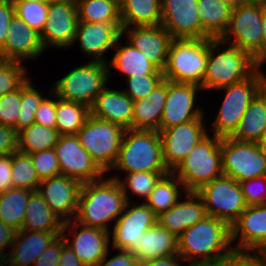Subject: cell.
<instances>
[{"label": "cell", "mask_w": 266, "mask_h": 266, "mask_svg": "<svg viewBox=\"0 0 266 266\" xmlns=\"http://www.w3.org/2000/svg\"><path fill=\"white\" fill-rule=\"evenodd\" d=\"M126 204L120 183L107 174L100 180L82 184L75 220L110 232V225L123 213Z\"/></svg>", "instance_id": "obj_1"}, {"label": "cell", "mask_w": 266, "mask_h": 266, "mask_svg": "<svg viewBox=\"0 0 266 266\" xmlns=\"http://www.w3.org/2000/svg\"><path fill=\"white\" fill-rule=\"evenodd\" d=\"M178 254L186 263L226 258L234 249L231 227L207 215L177 237Z\"/></svg>", "instance_id": "obj_2"}, {"label": "cell", "mask_w": 266, "mask_h": 266, "mask_svg": "<svg viewBox=\"0 0 266 266\" xmlns=\"http://www.w3.org/2000/svg\"><path fill=\"white\" fill-rule=\"evenodd\" d=\"M258 68L249 53L227 42L208 38L206 74L200 86L204 92H214L249 78Z\"/></svg>", "instance_id": "obj_3"}, {"label": "cell", "mask_w": 266, "mask_h": 266, "mask_svg": "<svg viewBox=\"0 0 266 266\" xmlns=\"http://www.w3.org/2000/svg\"><path fill=\"white\" fill-rule=\"evenodd\" d=\"M265 86L266 71L258 68L249 78L217 89L216 92L225 91L224 97L214 120L211 119V129L208 128V133L222 138L230 137L237 129L251 101Z\"/></svg>", "instance_id": "obj_4"}, {"label": "cell", "mask_w": 266, "mask_h": 266, "mask_svg": "<svg viewBox=\"0 0 266 266\" xmlns=\"http://www.w3.org/2000/svg\"><path fill=\"white\" fill-rule=\"evenodd\" d=\"M170 172L163 161L162 140L158 131L126 129L117 161L111 171Z\"/></svg>", "instance_id": "obj_5"}, {"label": "cell", "mask_w": 266, "mask_h": 266, "mask_svg": "<svg viewBox=\"0 0 266 266\" xmlns=\"http://www.w3.org/2000/svg\"><path fill=\"white\" fill-rule=\"evenodd\" d=\"M222 137L208 133L172 171L186 191H197L201 186L223 175Z\"/></svg>", "instance_id": "obj_6"}, {"label": "cell", "mask_w": 266, "mask_h": 266, "mask_svg": "<svg viewBox=\"0 0 266 266\" xmlns=\"http://www.w3.org/2000/svg\"><path fill=\"white\" fill-rule=\"evenodd\" d=\"M208 59V38L173 39L171 41L164 79L200 86L206 74Z\"/></svg>", "instance_id": "obj_7"}, {"label": "cell", "mask_w": 266, "mask_h": 266, "mask_svg": "<svg viewBox=\"0 0 266 266\" xmlns=\"http://www.w3.org/2000/svg\"><path fill=\"white\" fill-rule=\"evenodd\" d=\"M68 72L53 83L52 92L61 99L90 108L96 97L110 83L107 63L86 61Z\"/></svg>", "instance_id": "obj_8"}, {"label": "cell", "mask_w": 266, "mask_h": 266, "mask_svg": "<svg viewBox=\"0 0 266 266\" xmlns=\"http://www.w3.org/2000/svg\"><path fill=\"white\" fill-rule=\"evenodd\" d=\"M125 131L119 124L90 115L76 136L92 160L107 175L117 161Z\"/></svg>", "instance_id": "obj_9"}, {"label": "cell", "mask_w": 266, "mask_h": 266, "mask_svg": "<svg viewBox=\"0 0 266 266\" xmlns=\"http://www.w3.org/2000/svg\"><path fill=\"white\" fill-rule=\"evenodd\" d=\"M263 3L247 0L233 7L223 33L217 38L249 53L252 57L261 49Z\"/></svg>", "instance_id": "obj_10"}, {"label": "cell", "mask_w": 266, "mask_h": 266, "mask_svg": "<svg viewBox=\"0 0 266 266\" xmlns=\"http://www.w3.org/2000/svg\"><path fill=\"white\" fill-rule=\"evenodd\" d=\"M196 193L201 197L207 215L230 227L247 208L239 182L226 175L204 184Z\"/></svg>", "instance_id": "obj_11"}, {"label": "cell", "mask_w": 266, "mask_h": 266, "mask_svg": "<svg viewBox=\"0 0 266 266\" xmlns=\"http://www.w3.org/2000/svg\"><path fill=\"white\" fill-rule=\"evenodd\" d=\"M221 153L223 175L237 182L266 175V154L255 142H241L224 137Z\"/></svg>", "instance_id": "obj_12"}, {"label": "cell", "mask_w": 266, "mask_h": 266, "mask_svg": "<svg viewBox=\"0 0 266 266\" xmlns=\"http://www.w3.org/2000/svg\"><path fill=\"white\" fill-rule=\"evenodd\" d=\"M134 201L127 202L110 230V247L133 254L138 250L143 233L157 223V215L144 202Z\"/></svg>", "instance_id": "obj_13"}, {"label": "cell", "mask_w": 266, "mask_h": 266, "mask_svg": "<svg viewBox=\"0 0 266 266\" xmlns=\"http://www.w3.org/2000/svg\"><path fill=\"white\" fill-rule=\"evenodd\" d=\"M61 236L85 266H97L111 244L110 232L83 225L75 219L64 222Z\"/></svg>", "instance_id": "obj_14"}, {"label": "cell", "mask_w": 266, "mask_h": 266, "mask_svg": "<svg viewBox=\"0 0 266 266\" xmlns=\"http://www.w3.org/2000/svg\"><path fill=\"white\" fill-rule=\"evenodd\" d=\"M48 18L40 39L44 49L56 48L64 51L73 47L78 25L76 0H53L49 3Z\"/></svg>", "instance_id": "obj_15"}, {"label": "cell", "mask_w": 266, "mask_h": 266, "mask_svg": "<svg viewBox=\"0 0 266 266\" xmlns=\"http://www.w3.org/2000/svg\"><path fill=\"white\" fill-rule=\"evenodd\" d=\"M201 86L168 81V94L163 108L160 131L198 118H207L198 103ZM199 95V96H198ZM199 104V105H198Z\"/></svg>", "instance_id": "obj_16"}, {"label": "cell", "mask_w": 266, "mask_h": 266, "mask_svg": "<svg viewBox=\"0 0 266 266\" xmlns=\"http://www.w3.org/2000/svg\"><path fill=\"white\" fill-rule=\"evenodd\" d=\"M61 175L81 184L102 179L106 174L92 160L76 135H60L54 146Z\"/></svg>", "instance_id": "obj_17"}, {"label": "cell", "mask_w": 266, "mask_h": 266, "mask_svg": "<svg viewBox=\"0 0 266 266\" xmlns=\"http://www.w3.org/2000/svg\"><path fill=\"white\" fill-rule=\"evenodd\" d=\"M206 118H198L160 131L163 161L172 172L189 152L208 134Z\"/></svg>", "instance_id": "obj_18"}, {"label": "cell", "mask_w": 266, "mask_h": 266, "mask_svg": "<svg viewBox=\"0 0 266 266\" xmlns=\"http://www.w3.org/2000/svg\"><path fill=\"white\" fill-rule=\"evenodd\" d=\"M122 35V23H100L79 21L73 45L80 47L88 61L107 63L106 53L113 50Z\"/></svg>", "instance_id": "obj_19"}, {"label": "cell", "mask_w": 266, "mask_h": 266, "mask_svg": "<svg viewBox=\"0 0 266 266\" xmlns=\"http://www.w3.org/2000/svg\"><path fill=\"white\" fill-rule=\"evenodd\" d=\"M161 25L173 39H202L198 0H161Z\"/></svg>", "instance_id": "obj_20"}, {"label": "cell", "mask_w": 266, "mask_h": 266, "mask_svg": "<svg viewBox=\"0 0 266 266\" xmlns=\"http://www.w3.org/2000/svg\"><path fill=\"white\" fill-rule=\"evenodd\" d=\"M82 184L65 175L41 180L38 192L50 209L64 222L75 219Z\"/></svg>", "instance_id": "obj_21"}, {"label": "cell", "mask_w": 266, "mask_h": 266, "mask_svg": "<svg viewBox=\"0 0 266 266\" xmlns=\"http://www.w3.org/2000/svg\"><path fill=\"white\" fill-rule=\"evenodd\" d=\"M46 50L40 33L30 28L21 18L14 14L9 23V29L0 60L25 63L37 61Z\"/></svg>", "instance_id": "obj_22"}, {"label": "cell", "mask_w": 266, "mask_h": 266, "mask_svg": "<svg viewBox=\"0 0 266 266\" xmlns=\"http://www.w3.org/2000/svg\"><path fill=\"white\" fill-rule=\"evenodd\" d=\"M231 243L237 251L266 248V205L247 206L231 226Z\"/></svg>", "instance_id": "obj_23"}, {"label": "cell", "mask_w": 266, "mask_h": 266, "mask_svg": "<svg viewBox=\"0 0 266 266\" xmlns=\"http://www.w3.org/2000/svg\"><path fill=\"white\" fill-rule=\"evenodd\" d=\"M122 36L163 71L173 38L162 25L125 27Z\"/></svg>", "instance_id": "obj_24"}, {"label": "cell", "mask_w": 266, "mask_h": 266, "mask_svg": "<svg viewBox=\"0 0 266 266\" xmlns=\"http://www.w3.org/2000/svg\"><path fill=\"white\" fill-rule=\"evenodd\" d=\"M205 216L207 213L201 197L195 191H186L174 206L157 216V223L178 237Z\"/></svg>", "instance_id": "obj_25"}, {"label": "cell", "mask_w": 266, "mask_h": 266, "mask_svg": "<svg viewBox=\"0 0 266 266\" xmlns=\"http://www.w3.org/2000/svg\"><path fill=\"white\" fill-rule=\"evenodd\" d=\"M133 105L134 101L125 94L123 88L115 89L107 85L96 97L90 112L95 118L132 129Z\"/></svg>", "instance_id": "obj_26"}, {"label": "cell", "mask_w": 266, "mask_h": 266, "mask_svg": "<svg viewBox=\"0 0 266 266\" xmlns=\"http://www.w3.org/2000/svg\"><path fill=\"white\" fill-rule=\"evenodd\" d=\"M59 235L61 232L18 230L5 256V266H33L42 252Z\"/></svg>", "instance_id": "obj_27"}, {"label": "cell", "mask_w": 266, "mask_h": 266, "mask_svg": "<svg viewBox=\"0 0 266 266\" xmlns=\"http://www.w3.org/2000/svg\"><path fill=\"white\" fill-rule=\"evenodd\" d=\"M121 35L114 47L113 57L107 62L109 79L112 74L116 75V71L120 72L123 77H130L131 75H142V74H163L153 63L147 60L145 55L141 53L136 47L126 40V44L122 40ZM122 41V42H121ZM124 44V45H123Z\"/></svg>", "instance_id": "obj_28"}, {"label": "cell", "mask_w": 266, "mask_h": 266, "mask_svg": "<svg viewBox=\"0 0 266 266\" xmlns=\"http://www.w3.org/2000/svg\"><path fill=\"white\" fill-rule=\"evenodd\" d=\"M168 94V80L163 79L142 100L134 102L132 130L160 132V122Z\"/></svg>", "instance_id": "obj_29"}, {"label": "cell", "mask_w": 266, "mask_h": 266, "mask_svg": "<svg viewBox=\"0 0 266 266\" xmlns=\"http://www.w3.org/2000/svg\"><path fill=\"white\" fill-rule=\"evenodd\" d=\"M266 131V86L255 96L231 138L241 142H257Z\"/></svg>", "instance_id": "obj_30"}, {"label": "cell", "mask_w": 266, "mask_h": 266, "mask_svg": "<svg viewBox=\"0 0 266 266\" xmlns=\"http://www.w3.org/2000/svg\"><path fill=\"white\" fill-rule=\"evenodd\" d=\"M140 242L138 250L134 254L141 264L151 259L178 253L177 237L158 223L143 233Z\"/></svg>", "instance_id": "obj_31"}, {"label": "cell", "mask_w": 266, "mask_h": 266, "mask_svg": "<svg viewBox=\"0 0 266 266\" xmlns=\"http://www.w3.org/2000/svg\"><path fill=\"white\" fill-rule=\"evenodd\" d=\"M63 225L64 221L50 209L41 194L38 191H33L27 202L21 230L62 232Z\"/></svg>", "instance_id": "obj_32"}, {"label": "cell", "mask_w": 266, "mask_h": 266, "mask_svg": "<svg viewBox=\"0 0 266 266\" xmlns=\"http://www.w3.org/2000/svg\"><path fill=\"white\" fill-rule=\"evenodd\" d=\"M161 0H122L120 18L122 28L161 25Z\"/></svg>", "instance_id": "obj_33"}, {"label": "cell", "mask_w": 266, "mask_h": 266, "mask_svg": "<svg viewBox=\"0 0 266 266\" xmlns=\"http://www.w3.org/2000/svg\"><path fill=\"white\" fill-rule=\"evenodd\" d=\"M197 7L202 24V39H217L232 16L233 6L222 0H198Z\"/></svg>", "instance_id": "obj_34"}, {"label": "cell", "mask_w": 266, "mask_h": 266, "mask_svg": "<svg viewBox=\"0 0 266 266\" xmlns=\"http://www.w3.org/2000/svg\"><path fill=\"white\" fill-rule=\"evenodd\" d=\"M185 193L181 181L169 172L159 179L144 203L158 216L174 206Z\"/></svg>", "instance_id": "obj_35"}, {"label": "cell", "mask_w": 266, "mask_h": 266, "mask_svg": "<svg viewBox=\"0 0 266 266\" xmlns=\"http://www.w3.org/2000/svg\"><path fill=\"white\" fill-rule=\"evenodd\" d=\"M117 172L115 175L114 172H111L110 174L112 175H109V177L116 179L120 183L127 202H131V198L133 199V197H131L132 195L138 197L137 199L140 198V201L143 200L141 202H145L159 179L169 173L137 171L122 173L124 174L122 175L119 171Z\"/></svg>", "instance_id": "obj_36"}, {"label": "cell", "mask_w": 266, "mask_h": 266, "mask_svg": "<svg viewBox=\"0 0 266 266\" xmlns=\"http://www.w3.org/2000/svg\"><path fill=\"white\" fill-rule=\"evenodd\" d=\"M90 115V107L56 96L55 129L60 135H76Z\"/></svg>", "instance_id": "obj_37"}, {"label": "cell", "mask_w": 266, "mask_h": 266, "mask_svg": "<svg viewBox=\"0 0 266 266\" xmlns=\"http://www.w3.org/2000/svg\"><path fill=\"white\" fill-rule=\"evenodd\" d=\"M33 191L12 188L0 194V221L13 227L16 231L22 229L26 215L28 199Z\"/></svg>", "instance_id": "obj_38"}, {"label": "cell", "mask_w": 266, "mask_h": 266, "mask_svg": "<svg viewBox=\"0 0 266 266\" xmlns=\"http://www.w3.org/2000/svg\"><path fill=\"white\" fill-rule=\"evenodd\" d=\"M59 136L56 129L33 123L17 132V148L27 154L48 150L54 148Z\"/></svg>", "instance_id": "obj_39"}, {"label": "cell", "mask_w": 266, "mask_h": 266, "mask_svg": "<svg viewBox=\"0 0 266 266\" xmlns=\"http://www.w3.org/2000/svg\"><path fill=\"white\" fill-rule=\"evenodd\" d=\"M76 3L79 21L122 23L117 0H76Z\"/></svg>", "instance_id": "obj_40"}, {"label": "cell", "mask_w": 266, "mask_h": 266, "mask_svg": "<svg viewBox=\"0 0 266 266\" xmlns=\"http://www.w3.org/2000/svg\"><path fill=\"white\" fill-rule=\"evenodd\" d=\"M12 184L13 188L37 191L39 179L30 154L15 151L12 153Z\"/></svg>", "instance_id": "obj_41"}, {"label": "cell", "mask_w": 266, "mask_h": 266, "mask_svg": "<svg viewBox=\"0 0 266 266\" xmlns=\"http://www.w3.org/2000/svg\"><path fill=\"white\" fill-rule=\"evenodd\" d=\"M33 78H28L21 85V105L18 121L16 124V132L29 127L35 121V113L41 103L46 97L43 92L37 89L38 87L33 84Z\"/></svg>", "instance_id": "obj_42"}, {"label": "cell", "mask_w": 266, "mask_h": 266, "mask_svg": "<svg viewBox=\"0 0 266 266\" xmlns=\"http://www.w3.org/2000/svg\"><path fill=\"white\" fill-rule=\"evenodd\" d=\"M21 62L0 60V96L17 90L30 76Z\"/></svg>", "instance_id": "obj_43"}, {"label": "cell", "mask_w": 266, "mask_h": 266, "mask_svg": "<svg viewBox=\"0 0 266 266\" xmlns=\"http://www.w3.org/2000/svg\"><path fill=\"white\" fill-rule=\"evenodd\" d=\"M12 3L14 4L15 15L41 34L48 18L49 4L35 1Z\"/></svg>", "instance_id": "obj_44"}, {"label": "cell", "mask_w": 266, "mask_h": 266, "mask_svg": "<svg viewBox=\"0 0 266 266\" xmlns=\"http://www.w3.org/2000/svg\"><path fill=\"white\" fill-rule=\"evenodd\" d=\"M126 81L124 92L134 102L147 97L150 92L164 79L163 74L131 75Z\"/></svg>", "instance_id": "obj_45"}, {"label": "cell", "mask_w": 266, "mask_h": 266, "mask_svg": "<svg viewBox=\"0 0 266 266\" xmlns=\"http://www.w3.org/2000/svg\"><path fill=\"white\" fill-rule=\"evenodd\" d=\"M40 180L61 175L60 164L54 148L30 154Z\"/></svg>", "instance_id": "obj_46"}, {"label": "cell", "mask_w": 266, "mask_h": 266, "mask_svg": "<svg viewBox=\"0 0 266 266\" xmlns=\"http://www.w3.org/2000/svg\"><path fill=\"white\" fill-rule=\"evenodd\" d=\"M21 105V86L10 93L0 96V124L16 131Z\"/></svg>", "instance_id": "obj_47"}, {"label": "cell", "mask_w": 266, "mask_h": 266, "mask_svg": "<svg viewBox=\"0 0 266 266\" xmlns=\"http://www.w3.org/2000/svg\"><path fill=\"white\" fill-rule=\"evenodd\" d=\"M247 206L266 205V175L239 182Z\"/></svg>", "instance_id": "obj_48"}, {"label": "cell", "mask_w": 266, "mask_h": 266, "mask_svg": "<svg viewBox=\"0 0 266 266\" xmlns=\"http://www.w3.org/2000/svg\"><path fill=\"white\" fill-rule=\"evenodd\" d=\"M49 96H46L40 103L36 113L34 123L48 128H54L56 125V95L49 88ZM51 95V96H50Z\"/></svg>", "instance_id": "obj_49"}, {"label": "cell", "mask_w": 266, "mask_h": 266, "mask_svg": "<svg viewBox=\"0 0 266 266\" xmlns=\"http://www.w3.org/2000/svg\"><path fill=\"white\" fill-rule=\"evenodd\" d=\"M65 240L59 235L48 247L42 252L33 266H58L62 252V247L65 245Z\"/></svg>", "instance_id": "obj_50"}, {"label": "cell", "mask_w": 266, "mask_h": 266, "mask_svg": "<svg viewBox=\"0 0 266 266\" xmlns=\"http://www.w3.org/2000/svg\"><path fill=\"white\" fill-rule=\"evenodd\" d=\"M111 250L118 253L111 257V254L109 253ZM97 266H142V264L137 256L129 251L109 248L106 256L97 264Z\"/></svg>", "instance_id": "obj_51"}, {"label": "cell", "mask_w": 266, "mask_h": 266, "mask_svg": "<svg viewBox=\"0 0 266 266\" xmlns=\"http://www.w3.org/2000/svg\"><path fill=\"white\" fill-rule=\"evenodd\" d=\"M226 266H263L258 252L234 250L226 257Z\"/></svg>", "instance_id": "obj_52"}, {"label": "cell", "mask_w": 266, "mask_h": 266, "mask_svg": "<svg viewBox=\"0 0 266 266\" xmlns=\"http://www.w3.org/2000/svg\"><path fill=\"white\" fill-rule=\"evenodd\" d=\"M15 14L14 4L10 0H0V51L7 38L9 23Z\"/></svg>", "instance_id": "obj_53"}, {"label": "cell", "mask_w": 266, "mask_h": 266, "mask_svg": "<svg viewBox=\"0 0 266 266\" xmlns=\"http://www.w3.org/2000/svg\"><path fill=\"white\" fill-rule=\"evenodd\" d=\"M17 150V132L0 124V155L12 154Z\"/></svg>", "instance_id": "obj_54"}, {"label": "cell", "mask_w": 266, "mask_h": 266, "mask_svg": "<svg viewBox=\"0 0 266 266\" xmlns=\"http://www.w3.org/2000/svg\"><path fill=\"white\" fill-rule=\"evenodd\" d=\"M12 154L0 155V194L13 188Z\"/></svg>", "instance_id": "obj_55"}, {"label": "cell", "mask_w": 266, "mask_h": 266, "mask_svg": "<svg viewBox=\"0 0 266 266\" xmlns=\"http://www.w3.org/2000/svg\"><path fill=\"white\" fill-rule=\"evenodd\" d=\"M16 230L0 221V253L6 256L16 235ZM7 252H5L6 250Z\"/></svg>", "instance_id": "obj_56"}, {"label": "cell", "mask_w": 266, "mask_h": 266, "mask_svg": "<svg viewBox=\"0 0 266 266\" xmlns=\"http://www.w3.org/2000/svg\"><path fill=\"white\" fill-rule=\"evenodd\" d=\"M184 264L186 265L187 263L178 253H176L166 257L145 261L142 263V266H183Z\"/></svg>", "instance_id": "obj_57"}, {"label": "cell", "mask_w": 266, "mask_h": 266, "mask_svg": "<svg viewBox=\"0 0 266 266\" xmlns=\"http://www.w3.org/2000/svg\"><path fill=\"white\" fill-rule=\"evenodd\" d=\"M262 32L261 49L253 56L254 62L259 68H263L266 65V4H263Z\"/></svg>", "instance_id": "obj_58"}, {"label": "cell", "mask_w": 266, "mask_h": 266, "mask_svg": "<svg viewBox=\"0 0 266 266\" xmlns=\"http://www.w3.org/2000/svg\"><path fill=\"white\" fill-rule=\"evenodd\" d=\"M58 266H85L73 250L65 244L62 247V252L59 260Z\"/></svg>", "instance_id": "obj_59"}, {"label": "cell", "mask_w": 266, "mask_h": 266, "mask_svg": "<svg viewBox=\"0 0 266 266\" xmlns=\"http://www.w3.org/2000/svg\"><path fill=\"white\" fill-rule=\"evenodd\" d=\"M184 266H226V258L217 260L194 261L187 263Z\"/></svg>", "instance_id": "obj_60"}, {"label": "cell", "mask_w": 266, "mask_h": 266, "mask_svg": "<svg viewBox=\"0 0 266 266\" xmlns=\"http://www.w3.org/2000/svg\"><path fill=\"white\" fill-rule=\"evenodd\" d=\"M256 143L258 147L266 154V131L261 135L260 139Z\"/></svg>", "instance_id": "obj_61"}, {"label": "cell", "mask_w": 266, "mask_h": 266, "mask_svg": "<svg viewBox=\"0 0 266 266\" xmlns=\"http://www.w3.org/2000/svg\"><path fill=\"white\" fill-rule=\"evenodd\" d=\"M222 1L230 4L233 7H236L239 4L245 3L247 0H222Z\"/></svg>", "instance_id": "obj_62"}, {"label": "cell", "mask_w": 266, "mask_h": 266, "mask_svg": "<svg viewBox=\"0 0 266 266\" xmlns=\"http://www.w3.org/2000/svg\"><path fill=\"white\" fill-rule=\"evenodd\" d=\"M263 261V266H266V248L257 251Z\"/></svg>", "instance_id": "obj_63"}, {"label": "cell", "mask_w": 266, "mask_h": 266, "mask_svg": "<svg viewBox=\"0 0 266 266\" xmlns=\"http://www.w3.org/2000/svg\"><path fill=\"white\" fill-rule=\"evenodd\" d=\"M11 2H28V1H35V2H40V3H50L53 0H10Z\"/></svg>", "instance_id": "obj_64"}, {"label": "cell", "mask_w": 266, "mask_h": 266, "mask_svg": "<svg viewBox=\"0 0 266 266\" xmlns=\"http://www.w3.org/2000/svg\"><path fill=\"white\" fill-rule=\"evenodd\" d=\"M0 266H5V256L0 253Z\"/></svg>", "instance_id": "obj_65"}, {"label": "cell", "mask_w": 266, "mask_h": 266, "mask_svg": "<svg viewBox=\"0 0 266 266\" xmlns=\"http://www.w3.org/2000/svg\"><path fill=\"white\" fill-rule=\"evenodd\" d=\"M251 1H256V2H260V3L266 4V0H251Z\"/></svg>", "instance_id": "obj_66"}]
</instances>
